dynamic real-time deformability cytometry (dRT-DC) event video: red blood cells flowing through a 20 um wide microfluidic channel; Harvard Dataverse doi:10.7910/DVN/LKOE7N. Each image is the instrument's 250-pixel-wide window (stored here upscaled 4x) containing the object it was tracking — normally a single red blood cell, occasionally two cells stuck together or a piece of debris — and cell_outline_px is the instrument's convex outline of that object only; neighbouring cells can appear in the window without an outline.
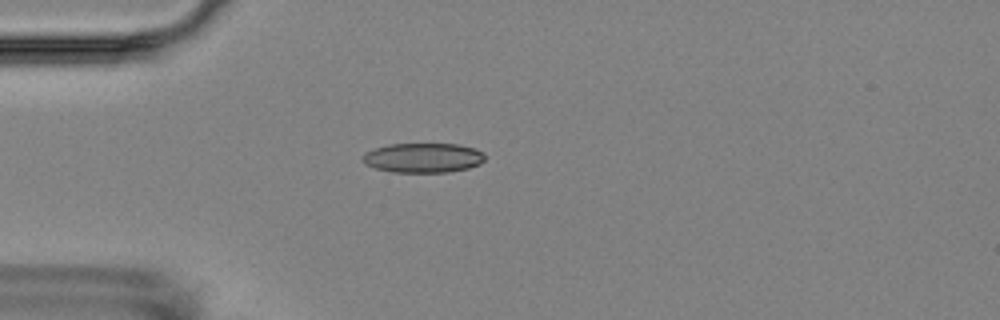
{"species": "Egyptian fruit bat (a non-hibernating species)", "species_latin": "Rousettus aegyptiacus", "temperature_condition": "room temperature", "stored_images_in_passage": 7, "camera_frame_rate_fps": 3000, "um_per_image_px": 0.085, "animal": {"sex": "female"}, "frame": {"image": 1, "passage_image": 4, "time_ms": 3.333, "image_size_px": [1000, 320], "cell_outline_px": [[484, 160], [480, 164], [468, 168], [448, 172], [392, 172], [376, 168], [364, 164], [364, 152], [388, 144], [456, 144], [476, 148], [484, 152]], "centroid_in_image_um": [35.99, 13.41], "position_along_channel_um": 49.0, "area_um2": 21.1}}
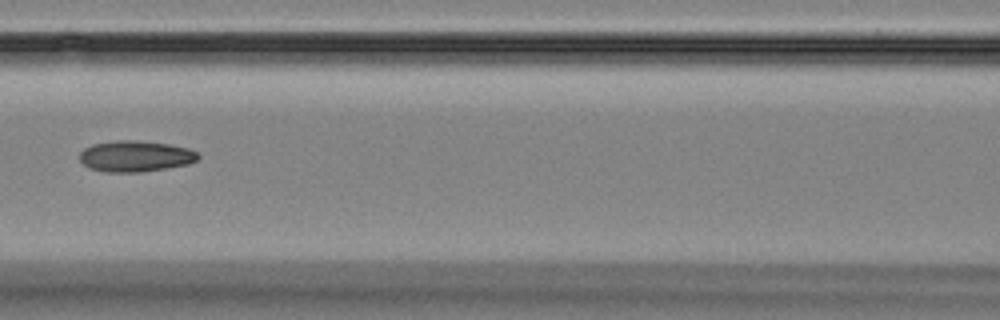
{"frame": {"image": 2, "passage_image": 7, "time_ms": 6.667, "image_size_px": [1000, 320], "cell_outline_px": [[200, 156], [196, 160], [188, 164], [140, 172], [104, 172], [88, 168], [80, 160], [80, 152], [84, 148], [92, 144], [116, 140], [140, 140], [168, 144], [188, 148], [196, 152]], "centroid_in_image_um": [11.47, 13.27], "position_along_channel_um": 155.1, "area_um2": 21.44}}